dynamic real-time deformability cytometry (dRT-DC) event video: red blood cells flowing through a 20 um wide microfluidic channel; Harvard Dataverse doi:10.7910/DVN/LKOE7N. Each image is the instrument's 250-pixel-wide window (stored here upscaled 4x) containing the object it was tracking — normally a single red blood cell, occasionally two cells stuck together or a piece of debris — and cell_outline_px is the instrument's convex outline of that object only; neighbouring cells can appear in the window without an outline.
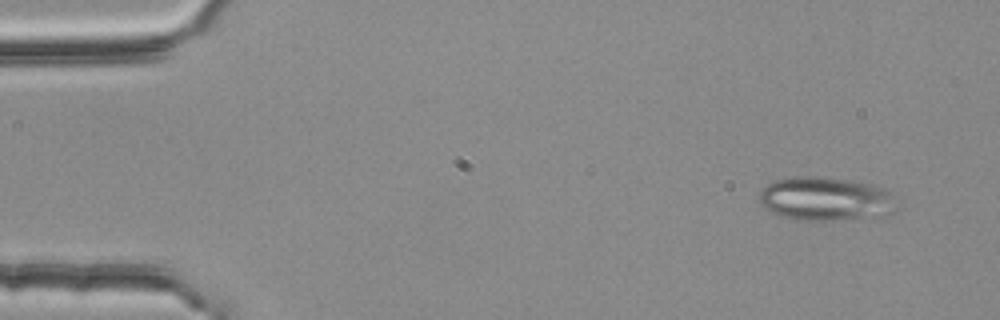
{"species": "common noctule bat (a hibernating species)", "species_latin": "Nyctalus noctula", "temperature_condition": "room temperature", "stored_images_in_passage": 3, "camera_frame_rate_fps": 3000, "um_per_image_px": 0.085, "animal": {"sex": "female", "body_mass_g": 25.1}, "frame": {"image": 1, "passage_image": 1, "time_ms": 0.0, "image_size_px": [1000, 320], "cell_outline_px": [[900, 208], [896, 212], [880, 216], [832, 220], [792, 220], [772, 212], [760, 204], [760, 192], [768, 184], [776, 180], [796, 176], [816, 176], [848, 180], [868, 184], [884, 188], [888, 192]], "centroid_in_image_um": [70.19, 16.92], "position_along_channel_um": 14.8, "area_um2": 34.91}}